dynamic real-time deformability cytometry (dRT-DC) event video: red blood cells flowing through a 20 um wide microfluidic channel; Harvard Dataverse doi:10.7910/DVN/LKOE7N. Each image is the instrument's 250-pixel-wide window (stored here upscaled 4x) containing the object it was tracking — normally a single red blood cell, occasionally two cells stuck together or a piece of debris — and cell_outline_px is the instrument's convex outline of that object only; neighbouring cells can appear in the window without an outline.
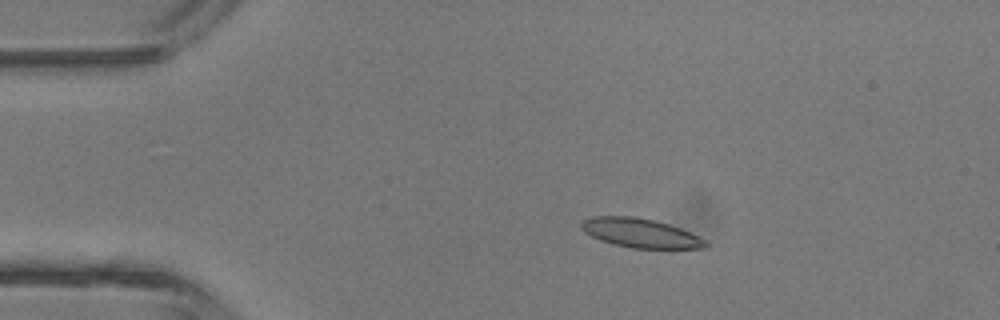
{"species": "common noctule bat (a hibernating species)", "species_latin": "Nyctalus noctula", "temperature_condition": "room temperature", "stored_images_in_passage": 4, "camera_frame_rate_fps": 3000, "um_per_image_px": 0.085, "animal": {"sex": "male", "body_mass_g": 13.3}, "frame": {"image": 1, "passage_image": 3, "time_ms": 2.333, "image_size_px": [1000, 320], "cell_outline_px": [[708, 244], [704, 248], [632, 248], [612, 244], [600, 240], [584, 232], [580, 228], [580, 224], [584, 220], [592, 216], [632, 216], [652, 220], [668, 224], [680, 228], [704, 240]], "centroid_in_image_um": [54.36, 19.8], "position_along_channel_um": 30.6, "area_um2": 20.81}}